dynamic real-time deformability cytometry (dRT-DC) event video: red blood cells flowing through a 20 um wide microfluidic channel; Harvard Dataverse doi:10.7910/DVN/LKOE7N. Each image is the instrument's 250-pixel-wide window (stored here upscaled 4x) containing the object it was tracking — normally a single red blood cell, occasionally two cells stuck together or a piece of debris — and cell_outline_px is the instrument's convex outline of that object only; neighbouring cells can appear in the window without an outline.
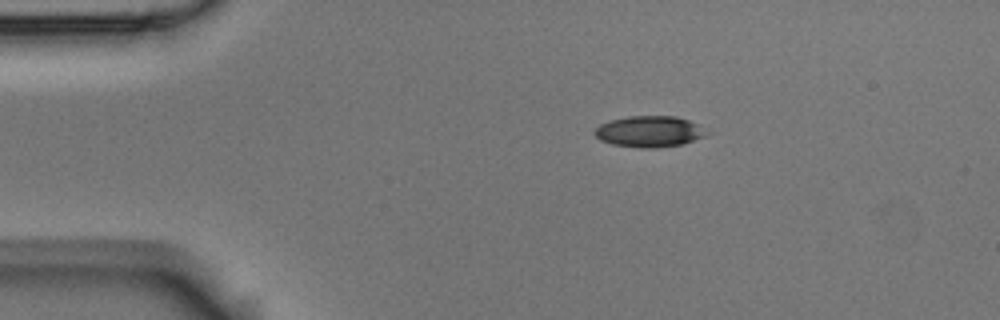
{"species": "Egyptian fruit bat (a non-hibernating species)", "species_latin": "Rousettus aegyptiacus", "temperature_condition": "room temperature", "stored_images_in_passage": 4, "camera_frame_rate_fps": 3000, "um_per_image_px": 0.085, "animal": {"sex": "male"}, "frame": {"image": 1, "passage_image": 3, "time_ms": 0.667, "image_size_px": [1000, 320], "cell_outline_px": [[712, 132], [708, 136], [680, 144], [656, 148], [640, 148], [612, 144], [600, 140], [592, 132], [600, 124], [608, 120], [628, 116], [676, 116], [688, 120]], "centroid_in_image_um": [55.2, 11.17], "position_along_channel_um": 29.8, "area_um2": 20.52}}